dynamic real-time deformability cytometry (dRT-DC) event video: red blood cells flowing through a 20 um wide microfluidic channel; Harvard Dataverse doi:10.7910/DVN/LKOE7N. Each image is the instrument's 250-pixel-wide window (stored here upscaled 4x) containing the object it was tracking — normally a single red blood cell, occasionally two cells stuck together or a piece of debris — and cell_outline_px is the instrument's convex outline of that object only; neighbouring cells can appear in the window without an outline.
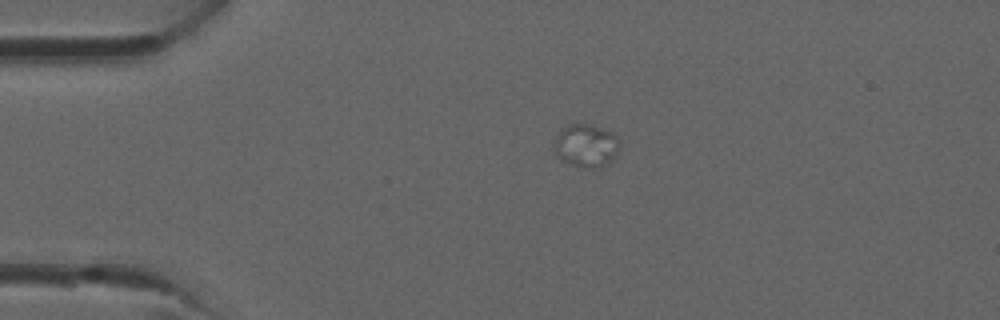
{"species": "common noctule bat (a hibernating species)", "species_latin": "Nyctalus noctula", "temperature_condition": "room temperature", "stored_images_in_passage": 2, "camera_frame_rate_fps": 3000, "um_per_image_px": 0.085, "animal": {"sex": "male", "forearm_length_mm": 52.5}, "frame": {"image": 1, "passage_image": 1, "time_ms": 0.0, "image_size_px": [1000, 320], "cell_outline_px": [[620, 140], [616, 152], [612, 160], [608, 164], [596, 168], [584, 168], [560, 160], [556, 152], [556, 136], [564, 128], [572, 124], [588, 124], [612, 132]], "centroid_in_image_um": [49.84, 12.39], "position_along_channel_um": 35.2, "area_um2": 16.01}}